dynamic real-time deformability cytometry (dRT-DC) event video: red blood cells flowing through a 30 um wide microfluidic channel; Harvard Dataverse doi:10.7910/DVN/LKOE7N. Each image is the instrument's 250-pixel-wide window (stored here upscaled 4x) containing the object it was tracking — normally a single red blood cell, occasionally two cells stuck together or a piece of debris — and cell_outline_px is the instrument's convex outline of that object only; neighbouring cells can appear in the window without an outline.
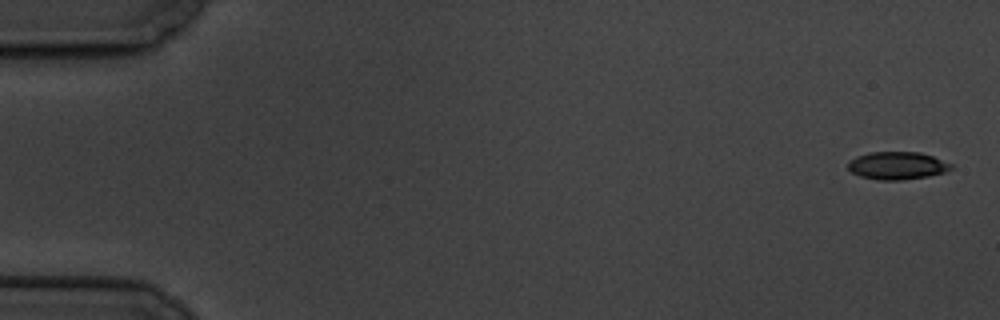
{"species": "common noctule bat (a hibernating species)", "species_latin": "Nyctalus noctula", "temperature_condition": "cold", "stored_images_in_passage": 7, "camera_frame_rate_fps": 3000, "um_per_image_px": 0.085, "animal": {"sex": "male", "body_mass_g": 19.5, "forearm_length_mm": 54.6}, "frame": {"image": 1, "passage_image": 1, "time_ms": 0.0, "image_size_px": [1000, 320], "cell_outline_px": [[952, 168], [944, 172], [928, 176], [900, 180], [876, 180], [860, 176], [852, 172], [848, 168], [848, 164], [856, 156], [868, 152], [920, 152], [932, 156], [952, 164]], "centroid_in_image_um": [76.25, 14.07], "position_along_channel_um": 8.8, "area_um2": 16.53}}
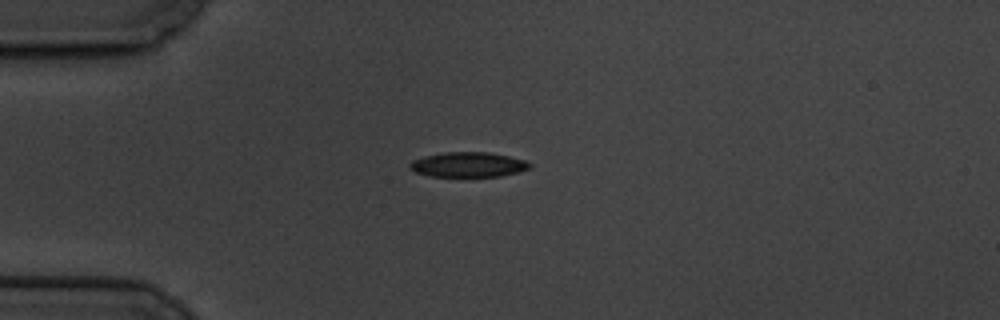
{"frame": {"image": 2, "passage_image": 5, "time_ms": 4.667, "image_size_px": [1000, 320], "cell_outline_px": [[532, 168], [500, 176], [432, 176], [416, 172], [408, 168], [408, 164], [412, 160], [424, 156], [444, 152], [488, 152], [508, 156], [524, 160], [532, 164]], "centroid_in_image_um": [39.78, 13.98], "position_along_channel_um": 45.2, "area_um2": 17.34}}
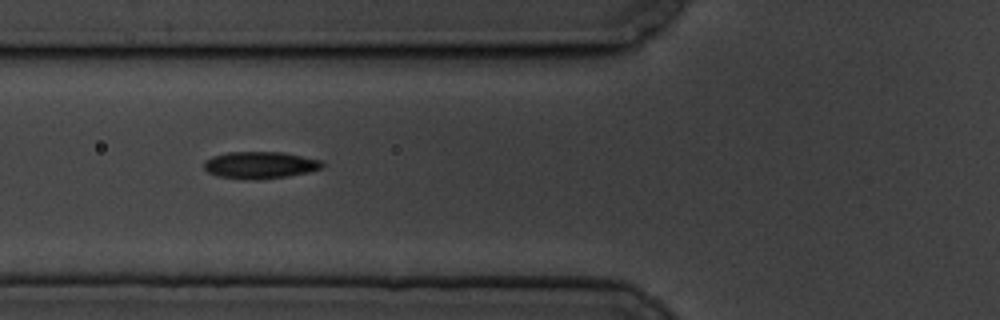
{"frame": {"image": 3, "passage_image": 7, "time_ms": 7.0, "image_size_px": [1000, 320], "cell_outline_px": [[324, 168], [308, 172], [288, 176], [260, 180], [244, 180], [220, 176], [208, 172], [204, 168], [204, 160], [212, 156], [228, 152], [284, 152], [324, 160]], "centroid_in_image_um": [22.15, 14.03], "position_along_channel_um": 103.7, "area_um2": 18.96}}